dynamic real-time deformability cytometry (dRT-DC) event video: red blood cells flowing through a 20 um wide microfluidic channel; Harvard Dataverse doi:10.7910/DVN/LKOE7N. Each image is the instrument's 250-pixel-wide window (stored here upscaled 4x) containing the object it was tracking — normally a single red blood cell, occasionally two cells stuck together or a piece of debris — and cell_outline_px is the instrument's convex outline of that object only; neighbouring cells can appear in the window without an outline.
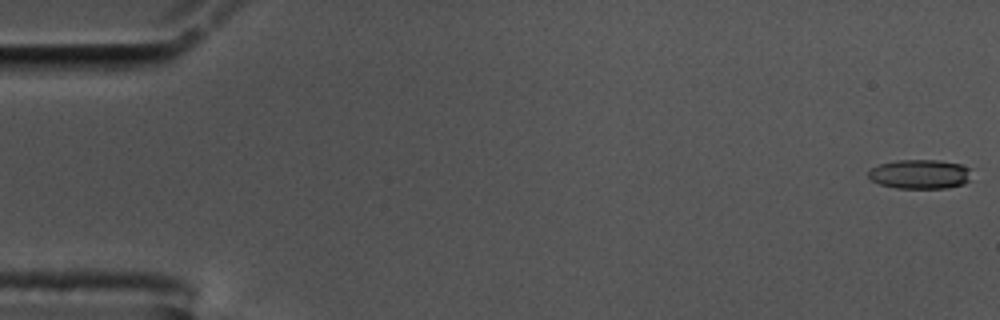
{"species": "common noctule bat (a hibernating species)", "species_latin": "Nyctalus noctula", "temperature_condition": "cold", "stored_images_in_passage": 56, "camera_frame_rate_fps": 3000, "um_per_image_px": 0.085, "animal": {"sex": "male", "body_mass_g": 17.5, "forearm_length_mm": 52.3}, "frame": {"image": 1, "passage_image": 1, "time_ms": 0.0, "image_size_px": [1000, 320], "cell_outline_px": [[972, 168], [968, 180], [964, 184], [948, 188], [896, 188], [880, 184], [872, 180], [868, 176], [868, 172], [872, 168], [880, 164], [896, 160], [940, 160], [960, 164]], "centroid_in_image_um": [78.22, 14.8], "position_along_channel_um": 6.8, "area_um2": 17.69}}
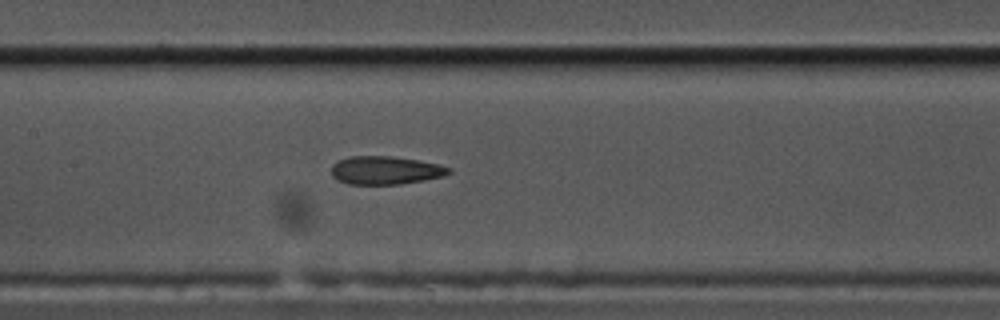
{"frame": {"image": 2, "passage_image": 27, "time_ms": 8.667, "image_size_px": [1000, 320], "cell_outline_px": [[452, 172], [440, 176], [424, 180], [400, 184], [348, 184], [336, 180], [332, 176], [332, 164], [336, 160], [348, 156], [388, 156], [420, 160], [440, 164], [448, 168]], "centroid_in_image_um": [32.7, 14.47], "position_along_channel_um": 174.7, "area_um2": 19.36}}
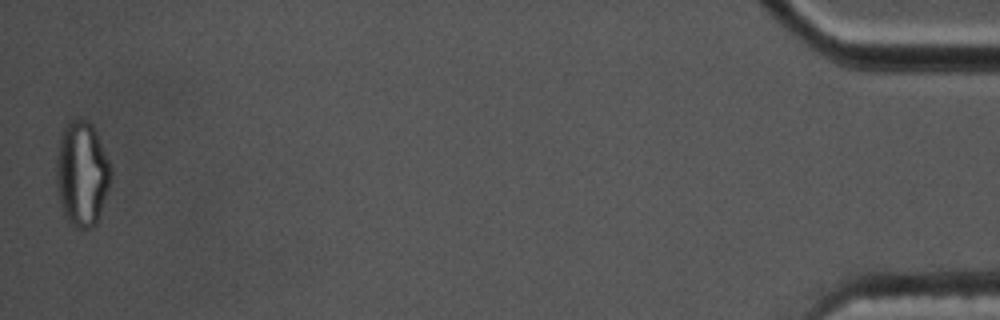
{"frame": {"image": 3, "passage_image": 56, "time_ms": 18.333, "image_size_px": [1000, 320], "cell_outline_px": [[112, 176], [96, 224], [92, 228], [72, 228], [68, 224], [64, 216], [60, 200], [56, 180], [56, 156], [60, 140], [64, 128], [72, 120], [88, 120], [92, 124], [112, 168]], "centroid_in_image_um": [6.96, 14.81], "position_along_channel_um": 428.2, "area_um2": 33.18}, "authors_computed_cell_mechanics": {"area_um2": 19.7965, "velocity_mm_per_s": 3.5886, "shape_relaxation_time_tau1_ms": null, "shape_relaxation_time_tau2_ms": 2.7437, "deformation_change_tau1": null, "deformation_change_tau2": 0.1125}}